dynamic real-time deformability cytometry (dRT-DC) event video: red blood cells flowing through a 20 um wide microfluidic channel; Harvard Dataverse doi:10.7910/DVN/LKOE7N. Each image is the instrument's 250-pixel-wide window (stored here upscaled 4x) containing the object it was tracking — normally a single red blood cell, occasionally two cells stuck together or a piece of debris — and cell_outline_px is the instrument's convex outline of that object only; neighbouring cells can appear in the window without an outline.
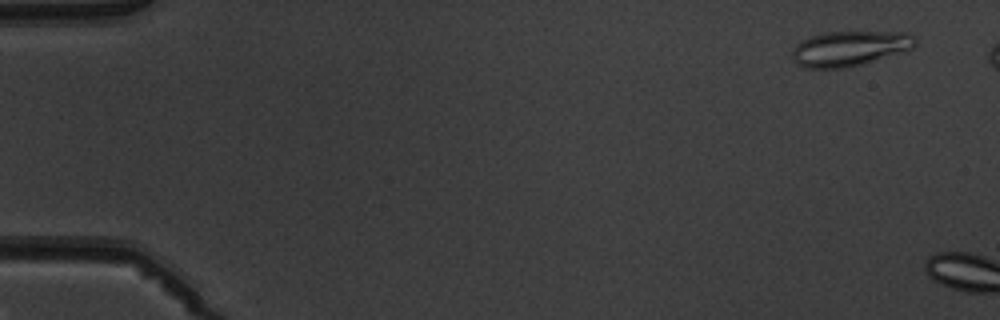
{"species": "common noctule bat (a hibernating species)", "species_latin": "Nyctalus noctula", "temperature_condition": "warm", "stored_images_in_passage": 2, "camera_frame_rate_fps": 3000, "um_per_image_px": 0.085, "animal": {"sex": "male", "body_mass_g": 19.5, "forearm_length_mm": 54.6}, "frame": {"image": 1, "passage_image": 1, "time_ms": 0.0, "image_size_px": [1000, 320], "cell_outline_px": [[916, 40], [912, 48], [864, 64], [848, 68], [804, 68], [796, 64], [792, 60], [792, 48], [800, 40], [824, 32], [908, 32]], "centroid_in_image_um": [72.15, 4.13], "position_along_channel_um": 12.9, "area_um2": 25.26}}